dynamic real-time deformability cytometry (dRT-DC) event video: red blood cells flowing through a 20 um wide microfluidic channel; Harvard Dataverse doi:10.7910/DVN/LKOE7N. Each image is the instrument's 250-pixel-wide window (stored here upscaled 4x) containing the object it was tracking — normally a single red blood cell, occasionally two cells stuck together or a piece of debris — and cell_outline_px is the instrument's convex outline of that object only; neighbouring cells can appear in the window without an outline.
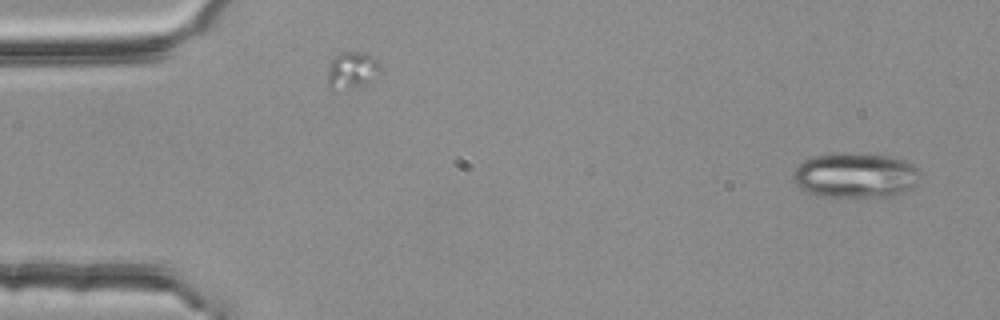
{"species": "common noctule bat (a hibernating species)", "species_latin": "Nyctalus noctula", "temperature_condition": "room temperature", "stored_images_in_passage": 5, "camera_frame_rate_fps": 3000, "um_per_image_px": 0.085, "animal": {"sex": "female", "body_mass_g": 25.1}, "frame": {"image": 1, "passage_image": 1, "time_ms": 0.0, "image_size_px": [1000, 320], "cell_outline_px": [[920, 172], [916, 184], [904, 192], [892, 196], [824, 196], [808, 192], [796, 184], [792, 176], [796, 168], [804, 160], [812, 156], [836, 152], [844, 152], [892, 156], [904, 160], [912, 164]], "centroid_in_image_um": [72.71, 14.87], "position_along_channel_um": 12.3, "area_um2": 33.23}}